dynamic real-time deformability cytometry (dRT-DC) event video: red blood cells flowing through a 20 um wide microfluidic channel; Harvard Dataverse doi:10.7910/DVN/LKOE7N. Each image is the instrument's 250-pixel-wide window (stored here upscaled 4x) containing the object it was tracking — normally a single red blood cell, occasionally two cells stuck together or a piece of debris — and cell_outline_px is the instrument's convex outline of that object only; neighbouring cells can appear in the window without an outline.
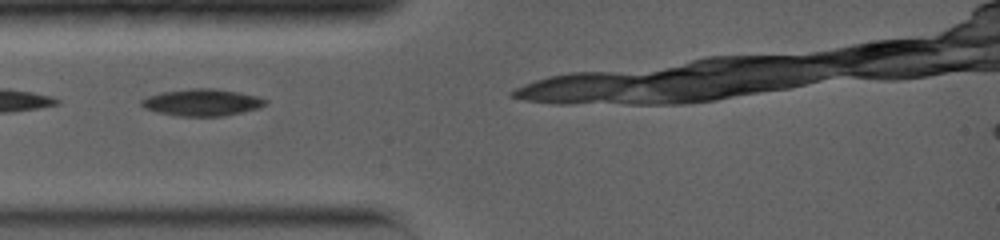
{"species": "common noctule bat (a hibernating species)", "species_latin": "Nyctalus noctula", "temperature_condition": "warm", "stored_images_in_passage": 8, "camera_frame_rate_fps": 5000, "um_per_image_px": 0.085, "animal": {"sex": "female", "body_mass_g": 19.0, "forearm_length_mm": 56.7}, "frame": {"image": 1, "passage_image": 2, "time_ms": 0.4, "image_size_px": [1000, 240], "cell_outline_px": [[268, 104], [256, 108], [224, 116], [176, 116], [156, 112], [144, 108], [140, 104], [140, 100], [148, 96], [164, 92], [192, 88], [212, 88], [240, 92], [256, 96], [268, 100]], "centroid_in_image_um": [17.16, 8.71], "position_along_channel_um": 67.8, "area_um2": 19.36}}